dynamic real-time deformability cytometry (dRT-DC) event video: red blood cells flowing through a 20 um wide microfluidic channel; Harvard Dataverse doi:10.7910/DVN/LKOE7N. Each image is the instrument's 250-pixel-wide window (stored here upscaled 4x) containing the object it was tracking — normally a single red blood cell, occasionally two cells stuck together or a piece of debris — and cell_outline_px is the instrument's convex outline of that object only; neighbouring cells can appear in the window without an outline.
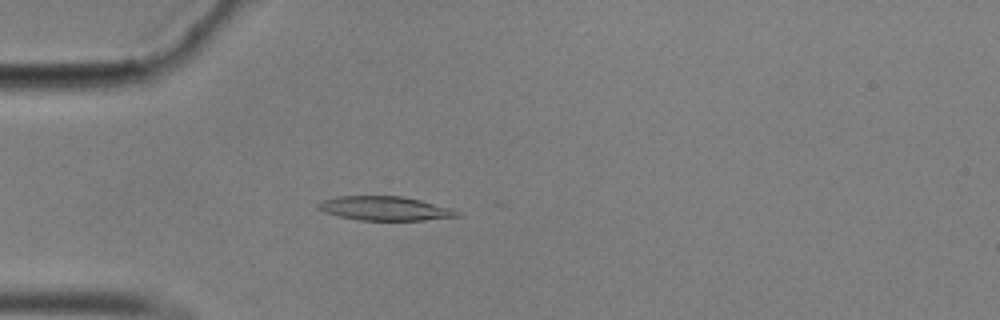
{"species": "common noctule bat (a hibernating species)", "species_latin": "Nyctalus noctula", "temperature_condition": "cold", "stored_images_in_passage": 31, "camera_frame_rate_fps": 3000, "um_per_image_px": 0.085, "animal": {"sex": "male", "body_mass_g": 17.9}, "frame": {"image": 1, "passage_image": 15, "time_ms": 4.667, "image_size_px": [1000, 320], "cell_outline_px": [[460, 216], [424, 220], [360, 220], [340, 216], [324, 212], [316, 208], [316, 204], [320, 200], [336, 196], [400, 196], [420, 200], [452, 208], [460, 212]], "centroid_in_image_um": [32.68, 17.71], "position_along_channel_um": 52.3, "area_um2": 19.54}}
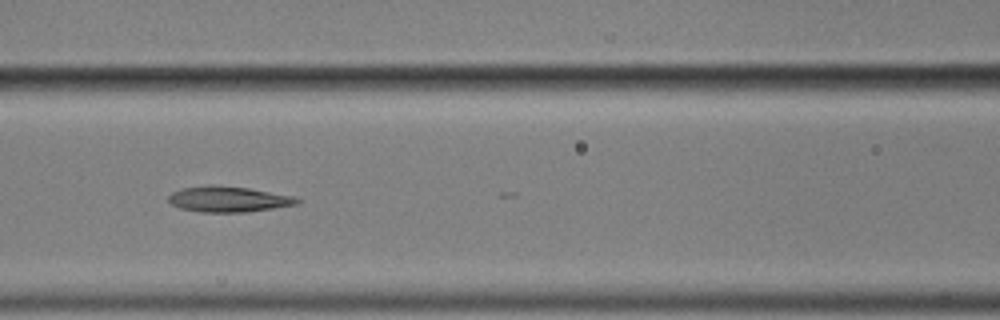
{"frame": {"image": 2, "passage_image": 24, "time_ms": 7.667, "image_size_px": [1000, 320], "cell_outline_px": [[300, 200], [296, 204], [272, 208], [244, 212], [200, 212], [180, 208], [172, 204], [168, 200], [168, 196], [172, 192], [184, 188], [248, 188], [292, 196]], "centroid_in_image_um": [19.41, 16.98], "position_along_channel_um": 147.2, "area_um2": 18.03}}
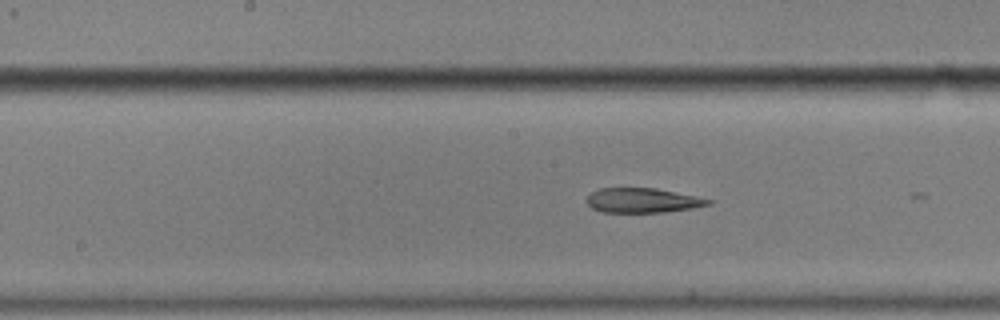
{"frame": {"image": 3, "passage_image": 28, "time_ms": 9.0, "image_size_px": [1000, 320], "cell_outline_px": [[712, 204], [692, 208], [664, 212], [600, 212], [592, 208], [584, 200], [592, 192], [600, 188], [656, 188], [712, 200]], "centroid_in_image_um": [54.57, 17.04], "position_along_channel_um": 193.6, "area_um2": 17.34}}